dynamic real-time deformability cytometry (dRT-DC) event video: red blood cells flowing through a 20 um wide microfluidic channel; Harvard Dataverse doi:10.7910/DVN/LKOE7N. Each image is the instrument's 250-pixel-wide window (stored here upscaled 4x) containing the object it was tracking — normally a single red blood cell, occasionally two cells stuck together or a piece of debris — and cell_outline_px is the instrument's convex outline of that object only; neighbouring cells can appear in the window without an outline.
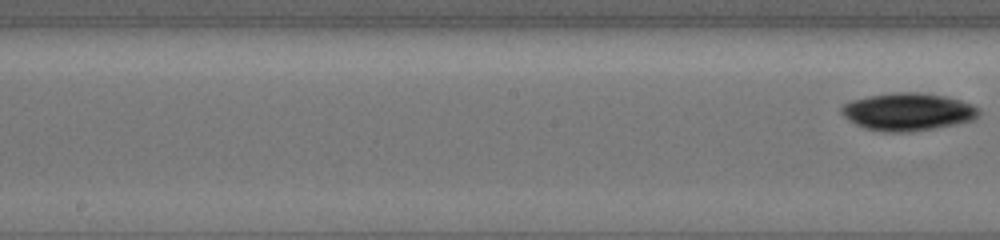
{"species": "common noctule bat (a hibernating species)", "species_latin": "Nyctalus noctula", "temperature_condition": "cold", "stored_images_in_passage": 18, "segment_of_instrument_passage": [2, 2], "camera_frame_rate_fps": 3000, "um_per_image_px": 0.085, "animal": {"sex": "female", "body_mass_g": 19.5, "forearm_length_mm": 54.1}, "frame": {"image": 1, "passage_image": 18, "time_ms": 8.0, "image_size_px": [1000, 240], "cell_outline_px": [[980, 112], [972, 120], [932, 128], [908, 132], [884, 132], [864, 128], [848, 120], [840, 112], [840, 108], [848, 100], [868, 96], [892, 92], [924, 92], [948, 96], [972, 104], [980, 108]], "centroid_in_image_um": [77.13, 9.48], "position_along_channel_um": 171.1, "area_um2": 30.29}}